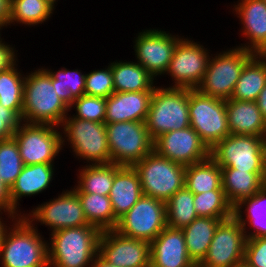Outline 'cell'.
Listing matches in <instances>:
<instances>
[{
	"instance_id": "obj_1",
	"label": "cell",
	"mask_w": 266,
	"mask_h": 267,
	"mask_svg": "<svg viewBox=\"0 0 266 267\" xmlns=\"http://www.w3.org/2000/svg\"><path fill=\"white\" fill-rule=\"evenodd\" d=\"M52 76L39 67L25 74L22 122L60 126L69 114V107L58 97Z\"/></svg>"
},
{
	"instance_id": "obj_2",
	"label": "cell",
	"mask_w": 266,
	"mask_h": 267,
	"mask_svg": "<svg viewBox=\"0 0 266 267\" xmlns=\"http://www.w3.org/2000/svg\"><path fill=\"white\" fill-rule=\"evenodd\" d=\"M101 233L91 224L51 233L48 241L49 267H90L99 251Z\"/></svg>"
},
{
	"instance_id": "obj_3",
	"label": "cell",
	"mask_w": 266,
	"mask_h": 267,
	"mask_svg": "<svg viewBox=\"0 0 266 267\" xmlns=\"http://www.w3.org/2000/svg\"><path fill=\"white\" fill-rule=\"evenodd\" d=\"M1 267H49L48 240L38 226L24 216L16 219L4 235L0 249Z\"/></svg>"
},
{
	"instance_id": "obj_4",
	"label": "cell",
	"mask_w": 266,
	"mask_h": 267,
	"mask_svg": "<svg viewBox=\"0 0 266 267\" xmlns=\"http://www.w3.org/2000/svg\"><path fill=\"white\" fill-rule=\"evenodd\" d=\"M59 127L62 150L70 145L74 158L87 165L111 163L105 123L73 118L68 114Z\"/></svg>"
},
{
	"instance_id": "obj_5",
	"label": "cell",
	"mask_w": 266,
	"mask_h": 267,
	"mask_svg": "<svg viewBox=\"0 0 266 267\" xmlns=\"http://www.w3.org/2000/svg\"><path fill=\"white\" fill-rule=\"evenodd\" d=\"M189 126V89L156 86L146 119L151 139L154 141L164 133Z\"/></svg>"
},
{
	"instance_id": "obj_6",
	"label": "cell",
	"mask_w": 266,
	"mask_h": 267,
	"mask_svg": "<svg viewBox=\"0 0 266 267\" xmlns=\"http://www.w3.org/2000/svg\"><path fill=\"white\" fill-rule=\"evenodd\" d=\"M253 56V52L237 46L211 54L205 75L196 89L209 97L229 100L245 64Z\"/></svg>"
},
{
	"instance_id": "obj_7",
	"label": "cell",
	"mask_w": 266,
	"mask_h": 267,
	"mask_svg": "<svg viewBox=\"0 0 266 267\" xmlns=\"http://www.w3.org/2000/svg\"><path fill=\"white\" fill-rule=\"evenodd\" d=\"M145 196L166 202L185 187L186 167L158 155L154 150L133 165Z\"/></svg>"
},
{
	"instance_id": "obj_8",
	"label": "cell",
	"mask_w": 266,
	"mask_h": 267,
	"mask_svg": "<svg viewBox=\"0 0 266 267\" xmlns=\"http://www.w3.org/2000/svg\"><path fill=\"white\" fill-rule=\"evenodd\" d=\"M111 162L133 166L153 151L146 122L126 121L106 124Z\"/></svg>"
},
{
	"instance_id": "obj_9",
	"label": "cell",
	"mask_w": 266,
	"mask_h": 267,
	"mask_svg": "<svg viewBox=\"0 0 266 267\" xmlns=\"http://www.w3.org/2000/svg\"><path fill=\"white\" fill-rule=\"evenodd\" d=\"M189 120L210 150L230 135L225 100L209 97L197 89H189Z\"/></svg>"
},
{
	"instance_id": "obj_10",
	"label": "cell",
	"mask_w": 266,
	"mask_h": 267,
	"mask_svg": "<svg viewBox=\"0 0 266 267\" xmlns=\"http://www.w3.org/2000/svg\"><path fill=\"white\" fill-rule=\"evenodd\" d=\"M13 137L24 165L55 164L54 160L62 152L59 126L21 122Z\"/></svg>"
},
{
	"instance_id": "obj_11",
	"label": "cell",
	"mask_w": 266,
	"mask_h": 267,
	"mask_svg": "<svg viewBox=\"0 0 266 267\" xmlns=\"http://www.w3.org/2000/svg\"><path fill=\"white\" fill-rule=\"evenodd\" d=\"M192 38L182 37L176 44L166 75L168 88L196 89L201 83L210 59V50Z\"/></svg>"
},
{
	"instance_id": "obj_12",
	"label": "cell",
	"mask_w": 266,
	"mask_h": 267,
	"mask_svg": "<svg viewBox=\"0 0 266 267\" xmlns=\"http://www.w3.org/2000/svg\"><path fill=\"white\" fill-rule=\"evenodd\" d=\"M24 217L33 225L48 227L50 233L71 227L89 225L78 194L70 187L58 197L34 206Z\"/></svg>"
},
{
	"instance_id": "obj_13",
	"label": "cell",
	"mask_w": 266,
	"mask_h": 267,
	"mask_svg": "<svg viewBox=\"0 0 266 267\" xmlns=\"http://www.w3.org/2000/svg\"><path fill=\"white\" fill-rule=\"evenodd\" d=\"M167 226L165 202L142 195L131 209L118 219L119 234L152 242Z\"/></svg>"
},
{
	"instance_id": "obj_14",
	"label": "cell",
	"mask_w": 266,
	"mask_h": 267,
	"mask_svg": "<svg viewBox=\"0 0 266 267\" xmlns=\"http://www.w3.org/2000/svg\"><path fill=\"white\" fill-rule=\"evenodd\" d=\"M182 37L158 28L143 29L133 40L135 61L158 80L156 78L165 75L176 44Z\"/></svg>"
},
{
	"instance_id": "obj_15",
	"label": "cell",
	"mask_w": 266,
	"mask_h": 267,
	"mask_svg": "<svg viewBox=\"0 0 266 267\" xmlns=\"http://www.w3.org/2000/svg\"><path fill=\"white\" fill-rule=\"evenodd\" d=\"M246 241L243 227L233 216L221 221L197 267H237L244 261Z\"/></svg>"
},
{
	"instance_id": "obj_16",
	"label": "cell",
	"mask_w": 266,
	"mask_h": 267,
	"mask_svg": "<svg viewBox=\"0 0 266 267\" xmlns=\"http://www.w3.org/2000/svg\"><path fill=\"white\" fill-rule=\"evenodd\" d=\"M262 138L230 134L210 150V157L221 168L263 172L260 155Z\"/></svg>"
},
{
	"instance_id": "obj_17",
	"label": "cell",
	"mask_w": 266,
	"mask_h": 267,
	"mask_svg": "<svg viewBox=\"0 0 266 267\" xmlns=\"http://www.w3.org/2000/svg\"><path fill=\"white\" fill-rule=\"evenodd\" d=\"M153 150L185 167L210 157V149L191 126L160 135L153 142Z\"/></svg>"
},
{
	"instance_id": "obj_18",
	"label": "cell",
	"mask_w": 266,
	"mask_h": 267,
	"mask_svg": "<svg viewBox=\"0 0 266 267\" xmlns=\"http://www.w3.org/2000/svg\"><path fill=\"white\" fill-rule=\"evenodd\" d=\"M98 253L116 267H150V242L102 231Z\"/></svg>"
},
{
	"instance_id": "obj_19",
	"label": "cell",
	"mask_w": 266,
	"mask_h": 267,
	"mask_svg": "<svg viewBox=\"0 0 266 267\" xmlns=\"http://www.w3.org/2000/svg\"><path fill=\"white\" fill-rule=\"evenodd\" d=\"M150 267H197L188 255L182 229L166 226L150 243Z\"/></svg>"
},
{
	"instance_id": "obj_20",
	"label": "cell",
	"mask_w": 266,
	"mask_h": 267,
	"mask_svg": "<svg viewBox=\"0 0 266 267\" xmlns=\"http://www.w3.org/2000/svg\"><path fill=\"white\" fill-rule=\"evenodd\" d=\"M232 13L241 23L242 38L246 43H241L237 47L254 52L266 42V2L263 0H238L233 4Z\"/></svg>"
},
{
	"instance_id": "obj_21",
	"label": "cell",
	"mask_w": 266,
	"mask_h": 267,
	"mask_svg": "<svg viewBox=\"0 0 266 267\" xmlns=\"http://www.w3.org/2000/svg\"><path fill=\"white\" fill-rule=\"evenodd\" d=\"M153 91L114 92L106 98L105 124L146 122Z\"/></svg>"
},
{
	"instance_id": "obj_22",
	"label": "cell",
	"mask_w": 266,
	"mask_h": 267,
	"mask_svg": "<svg viewBox=\"0 0 266 267\" xmlns=\"http://www.w3.org/2000/svg\"><path fill=\"white\" fill-rule=\"evenodd\" d=\"M54 164L24 165L21 173L10 188V198L13 207L22 215L25 211L19 209L23 197L36 196L51 185L55 173ZM21 210V211H20Z\"/></svg>"
},
{
	"instance_id": "obj_23",
	"label": "cell",
	"mask_w": 266,
	"mask_h": 267,
	"mask_svg": "<svg viewBox=\"0 0 266 267\" xmlns=\"http://www.w3.org/2000/svg\"><path fill=\"white\" fill-rule=\"evenodd\" d=\"M230 134L266 136V120L254 101L225 100Z\"/></svg>"
},
{
	"instance_id": "obj_24",
	"label": "cell",
	"mask_w": 266,
	"mask_h": 267,
	"mask_svg": "<svg viewBox=\"0 0 266 267\" xmlns=\"http://www.w3.org/2000/svg\"><path fill=\"white\" fill-rule=\"evenodd\" d=\"M143 195L139 175L133 166L115 164L109 198L117 219L127 213Z\"/></svg>"
},
{
	"instance_id": "obj_25",
	"label": "cell",
	"mask_w": 266,
	"mask_h": 267,
	"mask_svg": "<svg viewBox=\"0 0 266 267\" xmlns=\"http://www.w3.org/2000/svg\"><path fill=\"white\" fill-rule=\"evenodd\" d=\"M222 188L234 208L240 202L252 198L265 184L263 172H249L233 168H221Z\"/></svg>"
},
{
	"instance_id": "obj_26",
	"label": "cell",
	"mask_w": 266,
	"mask_h": 267,
	"mask_svg": "<svg viewBox=\"0 0 266 267\" xmlns=\"http://www.w3.org/2000/svg\"><path fill=\"white\" fill-rule=\"evenodd\" d=\"M233 217L241 224L247 238L266 236V184L252 198L237 204Z\"/></svg>"
},
{
	"instance_id": "obj_27",
	"label": "cell",
	"mask_w": 266,
	"mask_h": 267,
	"mask_svg": "<svg viewBox=\"0 0 266 267\" xmlns=\"http://www.w3.org/2000/svg\"><path fill=\"white\" fill-rule=\"evenodd\" d=\"M110 62L115 92L154 91L157 81L138 62ZM156 82V83H155ZM155 83V84H154Z\"/></svg>"
},
{
	"instance_id": "obj_28",
	"label": "cell",
	"mask_w": 266,
	"mask_h": 267,
	"mask_svg": "<svg viewBox=\"0 0 266 267\" xmlns=\"http://www.w3.org/2000/svg\"><path fill=\"white\" fill-rule=\"evenodd\" d=\"M222 220L197 217L182 228L189 257L198 265L206 256L215 230Z\"/></svg>"
},
{
	"instance_id": "obj_29",
	"label": "cell",
	"mask_w": 266,
	"mask_h": 267,
	"mask_svg": "<svg viewBox=\"0 0 266 267\" xmlns=\"http://www.w3.org/2000/svg\"><path fill=\"white\" fill-rule=\"evenodd\" d=\"M77 171V185L71 187L76 193L109 196L115 175V164H84Z\"/></svg>"
},
{
	"instance_id": "obj_30",
	"label": "cell",
	"mask_w": 266,
	"mask_h": 267,
	"mask_svg": "<svg viewBox=\"0 0 266 267\" xmlns=\"http://www.w3.org/2000/svg\"><path fill=\"white\" fill-rule=\"evenodd\" d=\"M185 187L193 194L223 190L221 167L211 157L186 166Z\"/></svg>"
},
{
	"instance_id": "obj_31",
	"label": "cell",
	"mask_w": 266,
	"mask_h": 267,
	"mask_svg": "<svg viewBox=\"0 0 266 267\" xmlns=\"http://www.w3.org/2000/svg\"><path fill=\"white\" fill-rule=\"evenodd\" d=\"M266 85V67L253 56L244 66L230 99L256 102Z\"/></svg>"
},
{
	"instance_id": "obj_32",
	"label": "cell",
	"mask_w": 266,
	"mask_h": 267,
	"mask_svg": "<svg viewBox=\"0 0 266 267\" xmlns=\"http://www.w3.org/2000/svg\"><path fill=\"white\" fill-rule=\"evenodd\" d=\"M54 10L45 0H10L9 26H39L50 20Z\"/></svg>"
},
{
	"instance_id": "obj_33",
	"label": "cell",
	"mask_w": 266,
	"mask_h": 267,
	"mask_svg": "<svg viewBox=\"0 0 266 267\" xmlns=\"http://www.w3.org/2000/svg\"><path fill=\"white\" fill-rule=\"evenodd\" d=\"M77 194L89 224L101 231L116 228L118 219L114 215L109 196L90 193Z\"/></svg>"
},
{
	"instance_id": "obj_34",
	"label": "cell",
	"mask_w": 266,
	"mask_h": 267,
	"mask_svg": "<svg viewBox=\"0 0 266 267\" xmlns=\"http://www.w3.org/2000/svg\"><path fill=\"white\" fill-rule=\"evenodd\" d=\"M18 62L0 71V104L11 109L22 120L25 75L18 69Z\"/></svg>"
},
{
	"instance_id": "obj_35",
	"label": "cell",
	"mask_w": 266,
	"mask_h": 267,
	"mask_svg": "<svg viewBox=\"0 0 266 267\" xmlns=\"http://www.w3.org/2000/svg\"><path fill=\"white\" fill-rule=\"evenodd\" d=\"M45 69L52 76V84L58 97L70 107L75 98L85 94V79L86 73H82L79 69H67L65 67L59 70H51L48 67Z\"/></svg>"
},
{
	"instance_id": "obj_36",
	"label": "cell",
	"mask_w": 266,
	"mask_h": 267,
	"mask_svg": "<svg viewBox=\"0 0 266 267\" xmlns=\"http://www.w3.org/2000/svg\"><path fill=\"white\" fill-rule=\"evenodd\" d=\"M194 194L186 187L178 190L166 202L167 226L182 229L198 217L194 208Z\"/></svg>"
},
{
	"instance_id": "obj_37",
	"label": "cell",
	"mask_w": 266,
	"mask_h": 267,
	"mask_svg": "<svg viewBox=\"0 0 266 267\" xmlns=\"http://www.w3.org/2000/svg\"><path fill=\"white\" fill-rule=\"evenodd\" d=\"M194 208L199 217L219 218L222 221L233 216V207L224 190H212L194 194Z\"/></svg>"
},
{
	"instance_id": "obj_38",
	"label": "cell",
	"mask_w": 266,
	"mask_h": 267,
	"mask_svg": "<svg viewBox=\"0 0 266 267\" xmlns=\"http://www.w3.org/2000/svg\"><path fill=\"white\" fill-rule=\"evenodd\" d=\"M23 166L14 137L0 139V177L9 188L21 173Z\"/></svg>"
},
{
	"instance_id": "obj_39",
	"label": "cell",
	"mask_w": 266,
	"mask_h": 267,
	"mask_svg": "<svg viewBox=\"0 0 266 267\" xmlns=\"http://www.w3.org/2000/svg\"><path fill=\"white\" fill-rule=\"evenodd\" d=\"M69 109L70 112H72V109H75L74 111L76 115H71L73 118L104 123L106 98L84 94L78 98H75Z\"/></svg>"
},
{
	"instance_id": "obj_40",
	"label": "cell",
	"mask_w": 266,
	"mask_h": 267,
	"mask_svg": "<svg viewBox=\"0 0 266 267\" xmlns=\"http://www.w3.org/2000/svg\"><path fill=\"white\" fill-rule=\"evenodd\" d=\"M103 69H94L86 73L85 94L108 98L114 91L113 75L110 63Z\"/></svg>"
},
{
	"instance_id": "obj_41",
	"label": "cell",
	"mask_w": 266,
	"mask_h": 267,
	"mask_svg": "<svg viewBox=\"0 0 266 267\" xmlns=\"http://www.w3.org/2000/svg\"><path fill=\"white\" fill-rule=\"evenodd\" d=\"M244 262L250 267H266V236L247 238Z\"/></svg>"
},
{
	"instance_id": "obj_42",
	"label": "cell",
	"mask_w": 266,
	"mask_h": 267,
	"mask_svg": "<svg viewBox=\"0 0 266 267\" xmlns=\"http://www.w3.org/2000/svg\"><path fill=\"white\" fill-rule=\"evenodd\" d=\"M22 120L11 110L0 104V139L13 137Z\"/></svg>"
},
{
	"instance_id": "obj_43",
	"label": "cell",
	"mask_w": 266,
	"mask_h": 267,
	"mask_svg": "<svg viewBox=\"0 0 266 267\" xmlns=\"http://www.w3.org/2000/svg\"><path fill=\"white\" fill-rule=\"evenodd\" d=\"M8 43L4 41V37L0 40V71L12 67L19 60L15 45Z\"/></svg>"
},
{
	"instance_id": "obj_44",
	"label": "cell",
	"mask_w": 266,
	"mask_h": 267,
	"mask_svg": "<svg viewBox=\"0 0 266 267\" xmlns=\"http://www.w3.org/2000/svg\"><path fill=\"white\" fill-rule=\"evenodd\" d=\"M0 213L11 215H21L12 205L10 198V188L2 181L0 177Z\"/></svg>"
},
{
	"instance_id": "obj_45",
	"label": "cell",
	"mask_w": 266,
	"mask_h": 267,
	"mask_svg": "<svg viewBox=\"0 0 266 267\" xmlns=\"http://www.w3.org/2000/svg\"><path fill=\"white\" fill-rule=\"evenodd\" d=\"M10 20V0H0V27L8 28Z\"/></svg>"
},
{
	"instance_id": "obj_46",
	"label": "cell",
	"mask_w": 266,
	"mask_h": 267,
	"mask_svg": "<svg viewBox=\"0 0 266 267\" xmlns=\"http://www.w3.org/2000/svg\"><path fill=\"white\" fill-rule=\"evenodd\" d=\"M6 216H4V215ZM5 218H3V217ZM23 217L22 215H11V214H8V213H0V249H1V246H2V241H3V238H4V235L7 231V229L11 226V224L18 218H21ZM8 218V219H6ZM11 220L10 222L9 221H4V220ZM6 222H9V226Z\"/></svg>"
},
{
	"instance_id": "obj_47",
	"label": "cell",
	"mask_w": 266,
	"mask_h": 267,
	"mask_svg": "<svg viewBox=\"0 0 266 267\" xmlns=\"http://www.w3.org/2000/svg\"><path fill=\"white\" fill-rule=\"evenodd\" d=\"M259 110L261 111L263 117L266 120V85L259 93V96L256 100Z\"/></svg>"
},
{
	"instance_id": "obj_48",
	"label": "cell",
	"mask_w": 266,
	"mask_h": 267,
	"mask_svg": "<svg viewBox=\"0 0 266 267\" xmlns=\"http://www.w3.org/2000/svg\"><path fill=\"white\" fill-rule=\"evenodd\" d=\"M253 55L266 67V42L257 48Z\"/></svg>"
},
{
	"instance_id": "obj_49",
	"label": "cell",
	"mask_w": 266,
	"mask_h": 267,
	"mask_svg": "<svg viewBox=\"0 0 266 267\" xmlns=\"http://www.w3.org/2000/svg\"><path fill=\"white\" fill-rule=\"evenodd\" d=\"M260 155H261L262 171L266 179V136L262 138Z\"/></svg>"
},
{
	"instance_id": "obj_50",
	"label": "cell",
	"mask_w": 266,
	"mask_h": 267,
	"mask_svg": "<svg viewBox=\"0 0 266 267\" xmlns=\"http://www.w3.org/2000/svg\"><path fill=\"white\" fill-rule=\"evenodd\" d=\"M90 267H116L112 263L105 260L99 253L94 258L92 265Z\"/></svg>"
},
{
	"instance_id": "obj_51",
	"label": "cell",
	"mask_w": 266,
	"mask_h": 267,
	"mask_svg": "<svg viewBox=\"0 0 266 267\" xmlns=\"http://www.w3.org/2000/svg\"><path fill=\"white\" fill-rule=\"evenodd\" d=\"M47 3H49L54 9H56L55 8V6L57 5V2L59 1V0H45Z\"/></svg>"
},
{
	"instance_id": "obj_52",
	"label": "cell",
	"mask_w": 266,
	"mask_h": 267,
	"mask_svg": "<svg viewBox=\"0 0 266 267\" xmlns=\"http://www.w3.org/2000/svg\"><path fill=\"white\" fill-rule=\"evenodd\" d=\"M237 267H250V266L243 261Z\"/></svg>"
},
{
	"instance_id": "obj_53",
	"label": "cell",
	"mask_w": 266,
	"mask_h": 267,
	"mask_svg": "<svg viewBox=\"0 0 266 267\" xmlns=\"http://www.w3.org/2000/svg\"><path fill=\"white\" fill-rule=\"evenodd\" d=\"M1 32H2V28L0 27V40L2 39V38H1V36H2V35H1Z\"/></svg>"
}]
</instances>
